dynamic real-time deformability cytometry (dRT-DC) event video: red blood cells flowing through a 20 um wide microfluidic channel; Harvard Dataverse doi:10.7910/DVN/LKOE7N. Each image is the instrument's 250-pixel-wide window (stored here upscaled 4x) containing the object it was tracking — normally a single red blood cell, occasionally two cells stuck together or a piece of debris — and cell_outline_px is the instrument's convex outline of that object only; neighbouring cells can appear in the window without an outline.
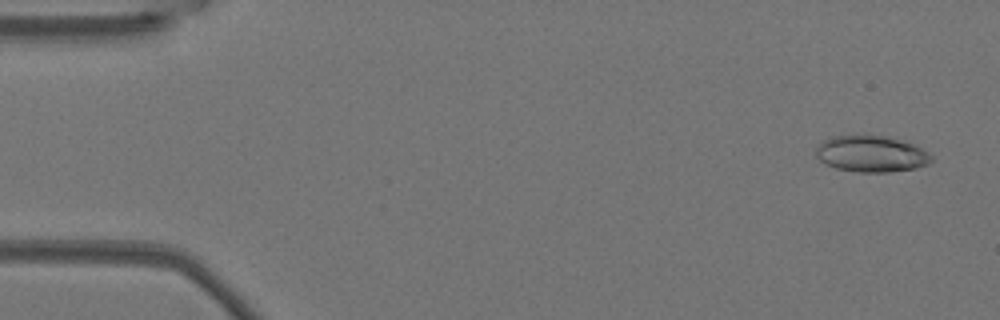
{"species": "Egyptian fruit bat (a non-hibernating species)", "species_latin": "Rousettus aegyptiacus", "temperature_condition": "warm", "stored_images_in_passage": 17, "camera_frame_rate_fps": 3000, "um_per_image_px": 0.085, "animal": {"sex": "female"}, "frame": {"image": 1, "passage_image": 3, "time_ms": 0.667, "image_size_px": [1000, 320], "cell_outline_px": [[932, 160], [928, 164], [916, 168], [888, 172], [856, 172], [836, 168], [820, 160], [816, 156], [816, 148], [824, 140], [832, 136], [868, 132], [888, 136], [912, 144], [928, 152], [932, 156]], "centroid_in_image_um": [74.04, 13.04], "position_along_channel_um": 11.0, "area_um2": 24.97}}
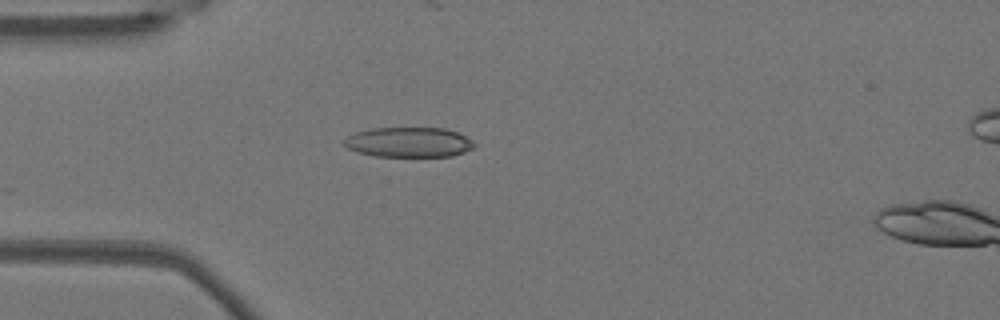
{"frame": {"image": 2, "passage_image": 15, "time_ms": 4.667, "image_size_px": [1000, 320], "cell_outline_px": [[476, 144], [472, 148], [464, 152], [452, 156], [376, 156], [356, 152], [348, 148], [344, 144], [344, 140], [348, 136], [356, 132], [372, 128], [444, 128], [460, 132], [472, 140]], "centroid_in_image_um": [34.77, 12.08], "position_along_channel_um": 50.2, "area_um2": 22.77}}